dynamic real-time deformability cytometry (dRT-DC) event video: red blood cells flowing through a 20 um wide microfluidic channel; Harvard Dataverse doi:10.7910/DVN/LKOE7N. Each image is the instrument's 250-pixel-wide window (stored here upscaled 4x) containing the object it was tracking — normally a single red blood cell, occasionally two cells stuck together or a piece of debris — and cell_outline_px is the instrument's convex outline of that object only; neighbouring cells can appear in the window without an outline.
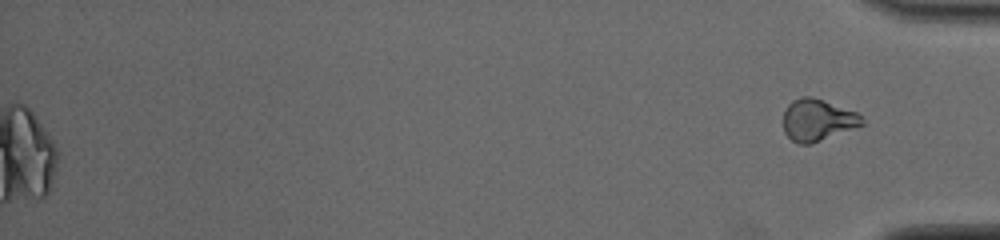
{"species": "common noctule bat (a hibernating species)", "species_latin": "Nyctalus noctula", "temperature_condition": "cold", "stored_images_in_passage": 40, "camera_frame_rate_fps": 3000, "um_per_image_px": 0.085, "animal": {"sex": "male", "body_mass_g": 19.0, "forearm_length_mm": 50.8}, "frame": {"image": 1, "passage_image": 40, "time_ms": 13.0, "image_size_px": [1000, 240], "cell_outline_px": [[864, 124], [812, 144], [800, 144], [792, 140], [784, 132], [784, 112], [788, 104], [792, 100], [800, 96], [812, 96], [824, 100], [856, 112], [864, 116]], "centroid_in_image_um": [69.49, 10.19], "position_along_channel_um": 365.7, "area_um2": 19.25}}